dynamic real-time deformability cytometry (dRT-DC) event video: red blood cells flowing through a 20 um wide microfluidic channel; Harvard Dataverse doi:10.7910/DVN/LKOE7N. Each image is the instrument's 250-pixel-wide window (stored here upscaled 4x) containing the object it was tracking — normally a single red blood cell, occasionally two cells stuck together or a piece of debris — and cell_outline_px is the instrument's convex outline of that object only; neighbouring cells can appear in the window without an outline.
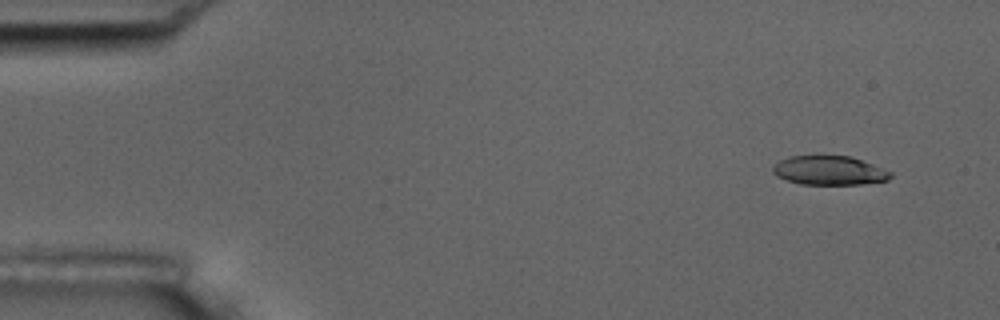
{"species": "common noctule bat (a hibernating species)", "species_latin": "Nyctalus noctula", "temperature_condition": "room temperature", "stored_images_in_passage": 14, "camera_frame_rate_fps": 3000, "um_per_image_px": 0.085, "animal": {"sex": "male", "body_mass_g": 17.5, "forearm_length_mm": 52.3}, "frame": {"image": 1, "passage_image": 1, "time_ms": 0.0, "image_size_px": [1000, 320], "cell_outline_px": [[892, 176], [888, 180], [860, 184], [800, 184], [776, 176], [772, 172], [772, 168], [780, 160], [788, 156], [820, 152], [852, 156], [892, 172]], "centroid_in_image_um": [70.45, 14.43], "position_along_channel_um": 14.6, "area_um2": 20.75}}
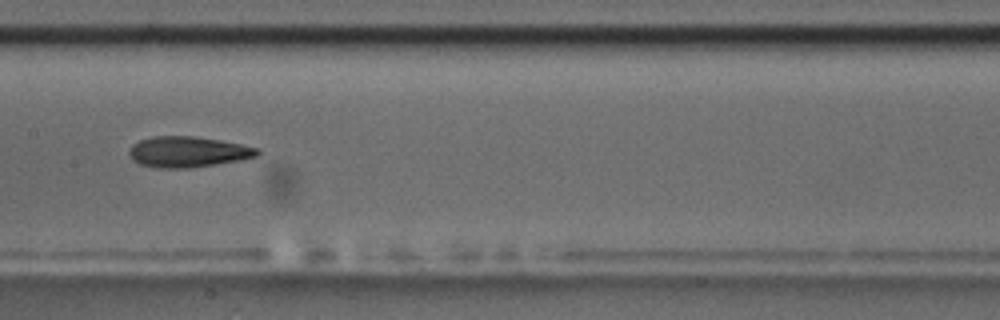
{"frame": {"image": 2, "passage_image": 7, "time_ms": 2.0, "image_size_px": [1000, 320], "cell_outline_px": [[260, 152], [256, 156], [240, 160], [192, 168], [156, 168], [140, 164], [132, 160], [128, 152], [132, 144], [140, 140], [152, 136], [196, 136], [220, 140], [260, 148]], "centroid_in_image_um": [15.95, 12.91], "position_along_channel_um": 191.4, "area_um2": 23.12}}
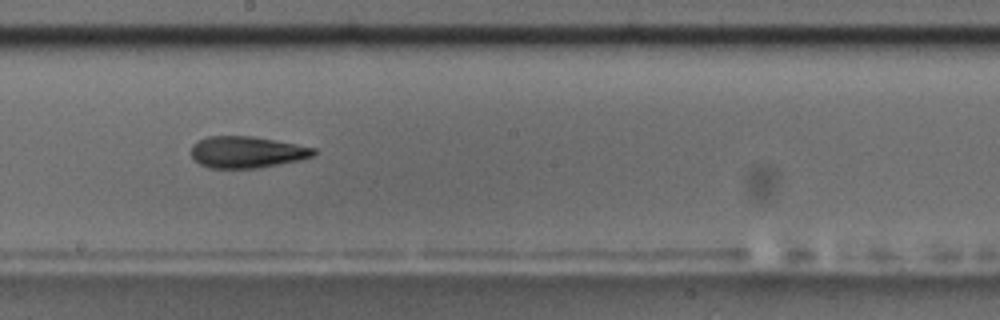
{"frame": {"image": 3, "passage_image": 8, "time_ms": 2.333, "image_size_px": [1000, 320], "cell_outline_px": [[316, 152], [312, 156], [300, 160], [256, 168], [208, 168], [200, 164], [192, 156], [192, 144], [208, 136], [252, 136], [296, 144], [316, 148]], "centroid_in_image_um": [20.98, 12.93], "position_along_channel_um": 227.2, "area_um2": 22.37}}